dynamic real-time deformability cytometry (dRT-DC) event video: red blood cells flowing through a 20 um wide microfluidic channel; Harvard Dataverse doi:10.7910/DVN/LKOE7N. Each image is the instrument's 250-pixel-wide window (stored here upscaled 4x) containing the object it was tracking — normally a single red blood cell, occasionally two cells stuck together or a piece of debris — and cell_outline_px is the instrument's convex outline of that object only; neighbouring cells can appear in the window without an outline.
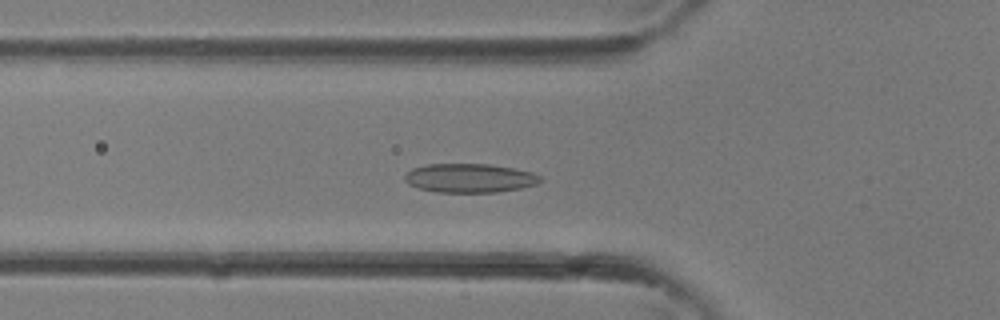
{"species": "common noctule bat (a hibernating species)", "species_latin": "Nyctalus noctula", "temperature_condition": "room temperature", "stored_images_in_passage": 33, "camera_frame_rate_fps": 3000, "um_per_image_px": 0.085, "animal": {"sex": "female"}, "frame": {"image": 1, "passage_image": 10, "time_ms": 3.0, "image_size_px": [1000, 320], "cell_outline_px": [[544, 180], [536, 184], [520, 188], [496, 192], [436, 192], [420, 188], [408, 184], [404, 180], [404, 176], [412, 168], [428, 164], [488, 164], [512, 168], [532, 172], [540, 176]], "centroid_in_image_um": [39.92, 15.13], "position_along_channel_um": 85.9, "area_um2": 22.77}}
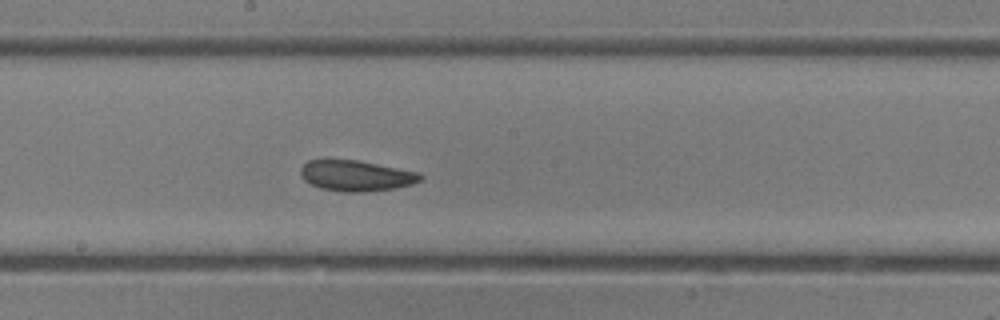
{"frame": {"image": 2, "passage_image": 17, "time_ms": 5.333, "image_size_px": [1000, 320], "cell_outline_px": [[424, 180], [412, 184], [396, 188], [364, 192], [340, 192], [320, 188], [304, 180], [300, 176], [300, 168], [308, 160], [328, 156], [360, 160], [420, 172], [424, 176]], "centroid_in_image_um": [30.24, 14.89], "position_along_channel_um": 218.0, "area_um2": 22.54}}
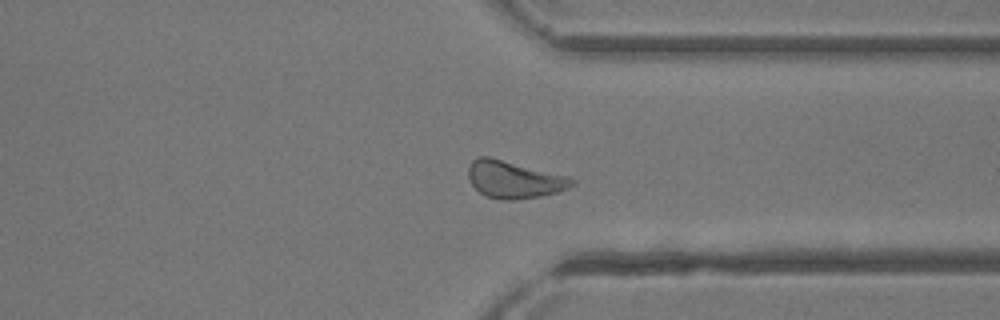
{"frame": {"image": 3, "passage_image": 25, "time_ms": 8.0, "image_size_px": [1000, 320], "cell_outline_px": [[576, 184], [556, 192], [540, 196], [512, 200], [504, 200], [488, 196], [480, 192], [472, 184], [468, 176], [468, 168], [472, 160], [480, 156], [488, 156], [568, 176], [576, 180]], "centroid_in_image_um": [43.7, 15.25], "position_along_channel_um": 367.7, "area_um2": 22.25}}